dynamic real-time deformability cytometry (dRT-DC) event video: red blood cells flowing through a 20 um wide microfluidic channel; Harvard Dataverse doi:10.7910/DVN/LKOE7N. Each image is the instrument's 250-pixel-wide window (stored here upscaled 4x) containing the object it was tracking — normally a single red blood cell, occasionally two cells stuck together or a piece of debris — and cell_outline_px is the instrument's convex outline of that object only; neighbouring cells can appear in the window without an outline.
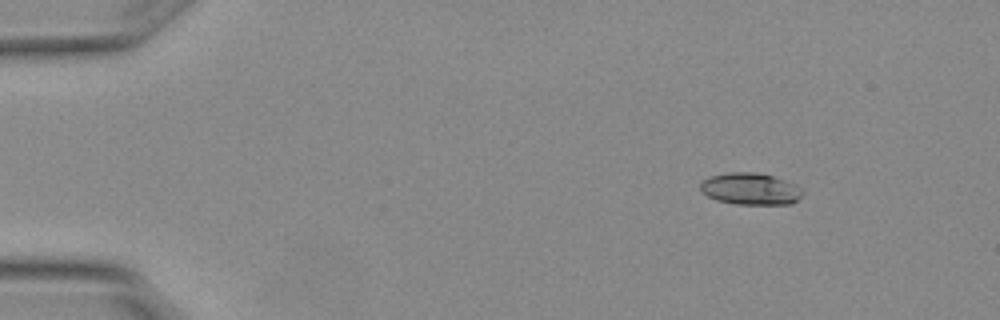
{"species": "Egyptian fruit bat (a non-hibernating species)", "species_latin": "Rousettus aegyptiacus", "temperature_condition": "warm", "stored_images_in_passage": 6, "camera_frame_rate_fps": 3000, "um_per_image_px": 0.085, "animal": {"sex": "female"}, "frame": {"image": 1, "passage_image": 3, "time_ms": 0.667, "image_size_px": [1000, 320], "cell_outline_px": [[804, 192], [792, 204], [736, 204], [716, 200], [708, 196], [700, 188], [700, 184], [708, 176], [728, 172], [756, 172], [772, 176], [784, 180], [800, 188]], "centroid_in_image_um": [63.76, 16.05], "position_along_channel_um": 21.2, "area_um2": 18.79}}